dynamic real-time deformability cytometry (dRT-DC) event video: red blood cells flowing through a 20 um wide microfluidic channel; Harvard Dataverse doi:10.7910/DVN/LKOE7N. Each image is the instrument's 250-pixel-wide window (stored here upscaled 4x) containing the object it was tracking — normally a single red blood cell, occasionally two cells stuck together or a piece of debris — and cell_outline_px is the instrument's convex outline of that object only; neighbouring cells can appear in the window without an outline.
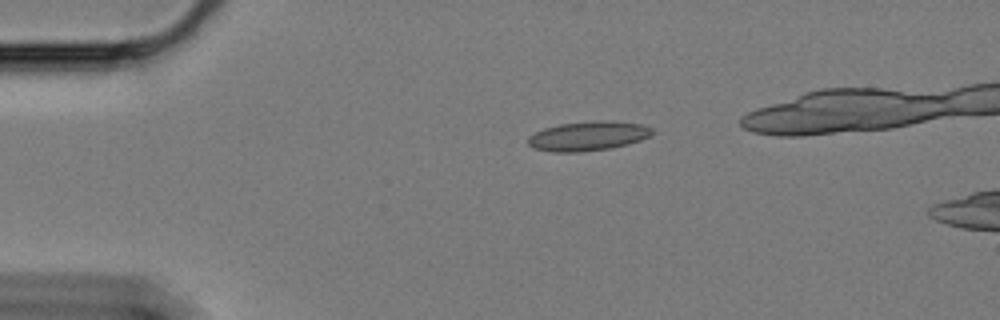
{"species": "Egyptian fruit bat (a non-hibernating species)", "species_latin": "Rousettus aegyptiacus", "temperature_condition": "cold", "stored_images_in_passage": 2, "camera_frame_rate_fps": 3000, "um_per_image_px": 0.085, "animal": {"sex": "female"}, "frame": {"image": 1, "passage_image": 1, "time_ms": 0.0, "image_size_px": [1000, 320], "cell_outline_px": [[652, 136], [628, 144], [612, 148], [580, 152], [552, 152], [532, 148], [528, 144], [528, 136], [544, 128], [560, 124], [596, 120], [604, 120], [640, 124], [652, 128]], "centroid_in_image_um": [49.97, 11.57], "position_along_channel_um": 35.0, "area_um2": 21.33}}